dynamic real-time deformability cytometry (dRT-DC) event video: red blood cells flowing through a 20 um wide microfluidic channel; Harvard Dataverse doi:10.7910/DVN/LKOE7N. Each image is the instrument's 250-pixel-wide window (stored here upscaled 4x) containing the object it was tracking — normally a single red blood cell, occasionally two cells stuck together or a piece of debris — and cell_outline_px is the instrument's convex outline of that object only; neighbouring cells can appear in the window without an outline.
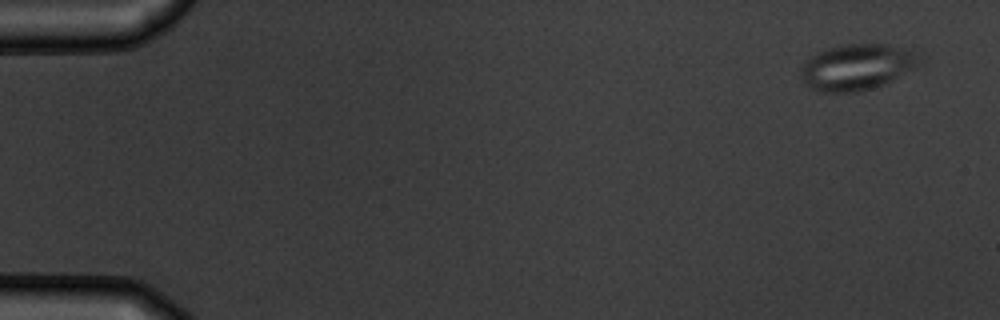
{"species": "common noctule bat (a hibernating species)", "species_latin": "Nyctalus noctula", "temperature_condition": "warm", "stored_images_in_passage": 4, "camera_frame_rate_fps": 3000, "um_per_image_px": 0.085, "animal": {"sex": "male", "body_mass_g": 19.5, "forearm_length_mm": 54.6}, "frame": {"image": 1, "passage_image": 1, "time_ms": 0.0, "image_size_px": [1000, 320], "cell_outline_px": [[924, 60], [916, 68], [880, 84], [856, 92], [820, 92], [812, 88], [800, 76], [800, 72], [804, 60], [816, 52], [840, 44], [888, 44], [924, 56]], "centroid_in_image_um": [72.82, 5.67], "position_along_channel_um": 12.2, "area_um2": 31.62}}